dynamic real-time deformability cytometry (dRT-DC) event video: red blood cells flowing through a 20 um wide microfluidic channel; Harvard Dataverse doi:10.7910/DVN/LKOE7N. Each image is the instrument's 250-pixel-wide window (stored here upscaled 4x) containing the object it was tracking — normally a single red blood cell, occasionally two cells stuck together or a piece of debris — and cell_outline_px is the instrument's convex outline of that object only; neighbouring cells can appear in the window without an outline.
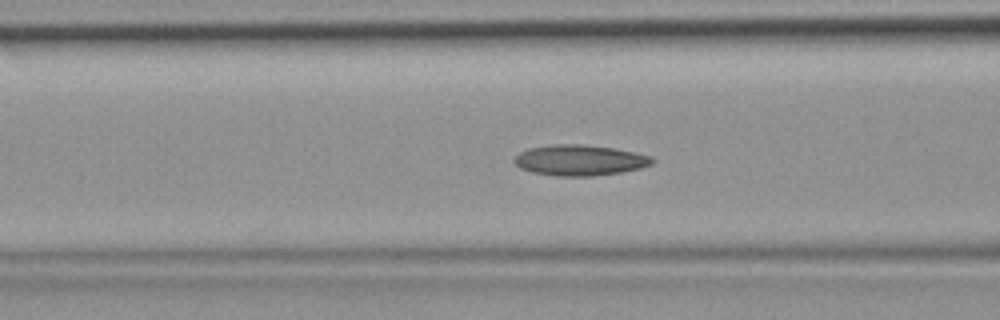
{"species": "common noctule bat (a hibernating species)", "species_latin": "Nyctalus noctula", "temperature_condition": "room temperature", "stored_images_in_passage": 35, "camera_frame_rate_fps": 3000, "um_per_image_px": 0.085, "animal": {"sex": "female", "body_mass_g": 19.9}, "frame": {"image": 1, "passage_image": 7, "time_ms": 2.0, "image_size_px": [1000, 320], "cell_outline_px": [[656, 160], [652, 164], [640, 168], [620, 172], [592, 176], [556, 176], [532, 172], [520, 168], [512, 160], [520, 152], [528, 148], [552, 144], [584, 144], [612, 148], [636, 152], [652, 156]], "centroid_in_image_um": [49.28, 13.61], "position_along_channel_um": 117.3, "area_um2": 24.8}}
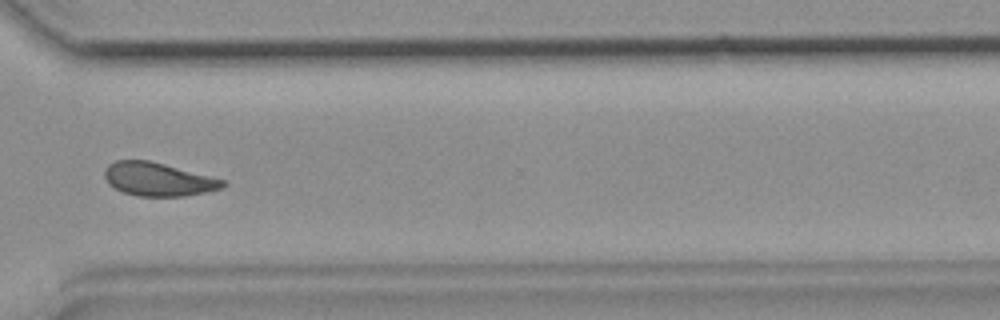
{"frame": {"image": 2, "passage_image": 23, "time_ms": 7.333, "image_size_px": [1000, 320], "cell_outline_px": [[228, 184], [224, 188], [184, 196], [136, 196], [124, 192], [108, 184], [104, 176], [104, 168], [108, 164], [116, 160], [148, 160], [164, 164], [224, 180]], "centroid_in_image_um": [13.42, 15.24], "position_along_channel_um": 357.2, "area_um2": 22.89}}
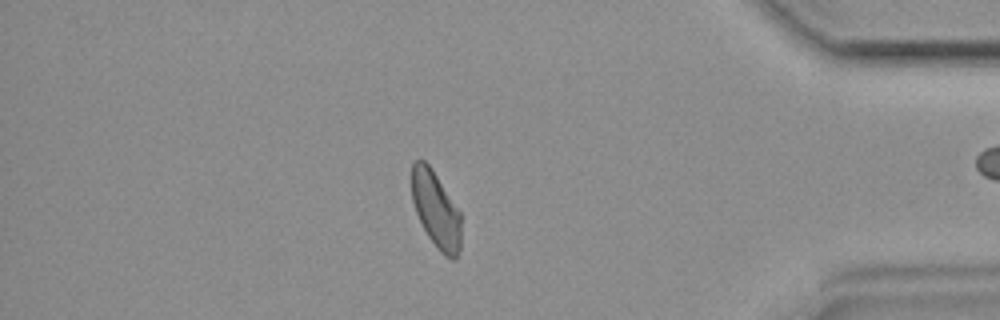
{"frame": {"image": 3, "passage_image": 28, "time_ms": 9.0, "image_size_px": [1000, 320], "cell_outline_px": [[460, 252], [456, 260], [452, 260], [444, 256], [440, 252], [428, 236], [416, 212], [412, 200], [412, 164], [416, 160], [424, 160], [432, 168], [460, 212]], "centroid_in_image_um": [37.06, 17.85], "position_along_channel_um": 398.1, "area_um2": 21.85}}